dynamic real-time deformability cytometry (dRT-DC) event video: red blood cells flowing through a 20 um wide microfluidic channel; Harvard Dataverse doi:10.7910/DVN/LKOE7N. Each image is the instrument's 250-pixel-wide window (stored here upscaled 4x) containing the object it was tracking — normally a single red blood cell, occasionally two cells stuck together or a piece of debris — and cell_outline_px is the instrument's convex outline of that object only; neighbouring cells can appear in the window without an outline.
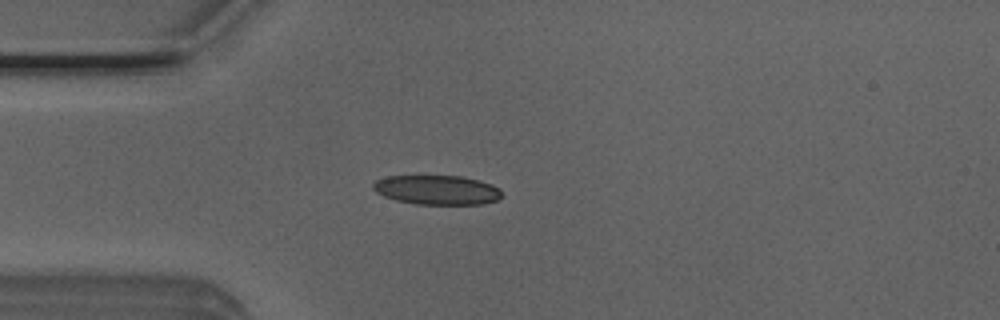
{"species": "Egyptian fruit bat (a non-hibernating species)", "species_latin": "Rousettus aegyptiacus", "temperature_condition": "room temperature", "stored_images_in_passage": 5, "camera_frame_rate_fps": 3000, "um_per_image_px": 0.085, "animal": {"sex": "male"}, "frame": {"image": 1, "passage_image": 4, "time_ms": 1.0, "image_size_px": [1000, 320], "cell_outline_px": [[504, 196], [496, 200], [484, 204], [416, 204], [396, 200], [384, 196], [376, 192], [372, 188], [372, 184], [376, 180], [388, 176], [464, 176], [492, 184], [500, 188]], "centroid_in_image_um": [37.18, 16.14], "position_along_channel_um": 47.8, "area_um2": 22.2}}